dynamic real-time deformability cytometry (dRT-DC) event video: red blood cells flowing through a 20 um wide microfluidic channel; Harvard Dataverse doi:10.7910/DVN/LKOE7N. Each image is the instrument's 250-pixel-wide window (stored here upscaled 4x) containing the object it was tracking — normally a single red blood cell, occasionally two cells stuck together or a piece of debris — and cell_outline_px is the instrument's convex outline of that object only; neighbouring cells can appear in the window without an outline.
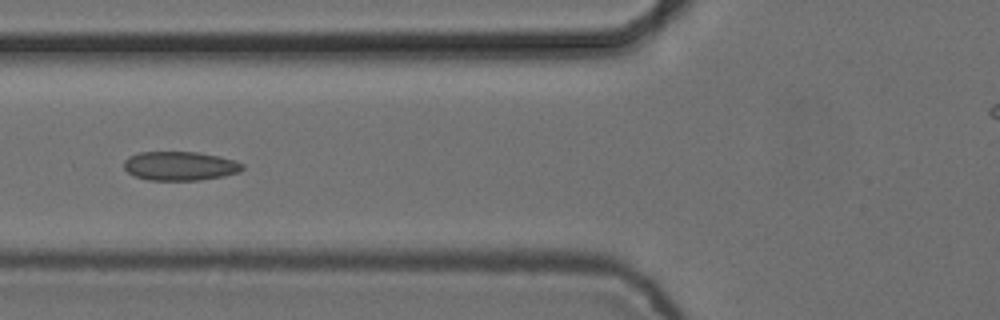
{"species": "common noctule bat (a hibernating species)", "species_latin": "Nyctalus noctula", "temperature_condition": "cold", "stored_images_in_passage": 8, "camera_frame_rate_fps": 3000, "um_per_image_px": 0.085, "animal": {"sex": "female", "body_mass_g": 24.6, "forearm_length_mm": 56.2}, "frame": {"image": 1, "passage_image": 6, "time_ms": 1.667, "image_size_px": [1000, 320], "cell_outline_px": [[244, 168], [240, 172], [224, 176], [200, 180], [148, 180], [136, 176], [128, 172], [124, 168], [124, 160], [128, 156], [140, 152], [196, 152], [220, 156], [236, 160], [244, 164]], "centroid_in_image_um": [15.33, 14.1], "position_along_channel_um": 110.5, "area_um2": 20.17}}
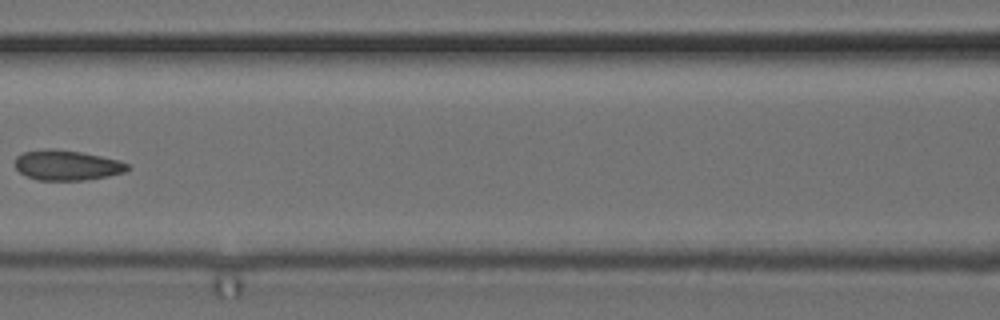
{"frame": {"image": 2, "passage_image": 7, "time_ms": 2.0, "image_size_px": [1000, 320], "cell_outline_px": [[132, 168], [124, 172], [108, 176], [84, 180], [36, 180], [20, 172], [16, 168], [16, 156], [24, 152], [44, 148], [52, 148], [80, 152], [100, 156], [116, 160], [128, 164]], "centroid_in_image_um": [5.68, 14.04], "position_along_channel_um": 160.9, "area_um2": 19.65}}
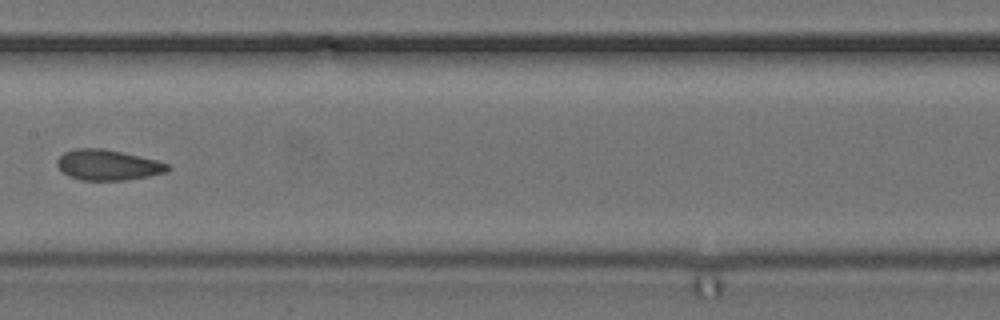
{"frame": {"image": 3, "passage_image": 8, "time_ms": 2.333, "image_size_px": [1000, 320], "cell_outline_px": [[172, 168], [168, 172], [128, 180], [80, 180], [68, 176], [56, 164], [56, 160], [64, 152], [76, 148], [100, 148], [120, 152], [156, 160], [168, 164]], "centroid_in_image_um": [9.17, 14.03], "position_along_channel_um": 198.2, "area_um2": 19.59}}